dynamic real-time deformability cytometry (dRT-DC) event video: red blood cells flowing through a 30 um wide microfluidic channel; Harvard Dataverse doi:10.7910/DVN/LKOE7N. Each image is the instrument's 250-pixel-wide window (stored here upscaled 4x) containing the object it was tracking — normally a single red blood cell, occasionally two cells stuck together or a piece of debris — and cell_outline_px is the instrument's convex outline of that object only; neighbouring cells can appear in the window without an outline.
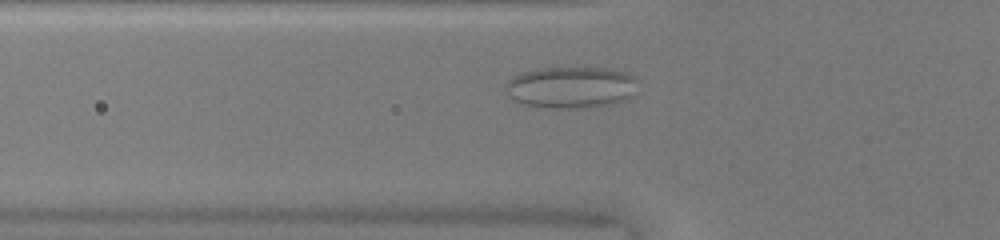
{"species": "common noctule bat (a hibernating species)", "species_latin": "Nyctalus noctula", "temperature_condition": "warm", "stored_images_in_passage": 43, "camera_frame_rate_fps": 3000, "um_per_image_px": 0.085, "animal": {"sex": "female", "body_mass_g": 20.0, "forearm_length_mm": 54.0}, "frame": {"image": 1, "passage_image": 11, "time_ms": 3.333, "image_size_px": [1000, 240], "cell_outline_px": [[636, 80], [632, 96], [624, 100], [608, 104], [576, 108], [552, 108], [524, 104], [512, 100], [508, 96], [504, 88], [504, 84], [512, 76], [520, 72], [536, 68], [612, 68], [628, 72], [636, 76]], "centroid_in_image_um": [48.48, 7.4], "position_along_channel_um": 77.3, "area_um2": 32.31}}
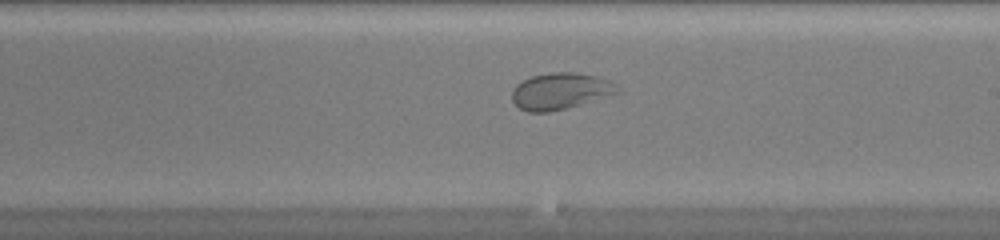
{"frame": {"image": 2, "passage_image": 23, "time_ms": 7.333, "image_size_px": [1000, 240], "cell_outline_px": [[624, 92], [580, 104], [548, 112], [528, 112], [520, 108], [512, 100], [512, 88], [516, 84], [532, 76], [552, 72], [572, 72], [596, 76], [608, 80], [616, 84]], "centroid_in_image_um": [47.66, 7.74], "position_along_channel_um": 241.3, "area_um2": 22.43}}
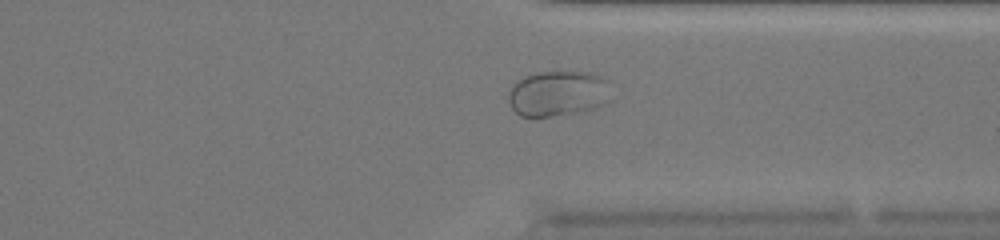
{"frame": {"image": 3, "passage_image": 32, "time_ms": 10.333, "image_size_px": [1000, 240], "cell_outline_px": [[612, 80], [604, 104], [584, 112], [548, 116], [520, 116], [512, 108], [508, 100], [508, 92], [524, 76], [540, 72], [588, 72], [608, 76]], "centroid_in_image_um": [47.48, 7.93], "position_along_channel_um": 363.9, "area_um2": 27.34}}